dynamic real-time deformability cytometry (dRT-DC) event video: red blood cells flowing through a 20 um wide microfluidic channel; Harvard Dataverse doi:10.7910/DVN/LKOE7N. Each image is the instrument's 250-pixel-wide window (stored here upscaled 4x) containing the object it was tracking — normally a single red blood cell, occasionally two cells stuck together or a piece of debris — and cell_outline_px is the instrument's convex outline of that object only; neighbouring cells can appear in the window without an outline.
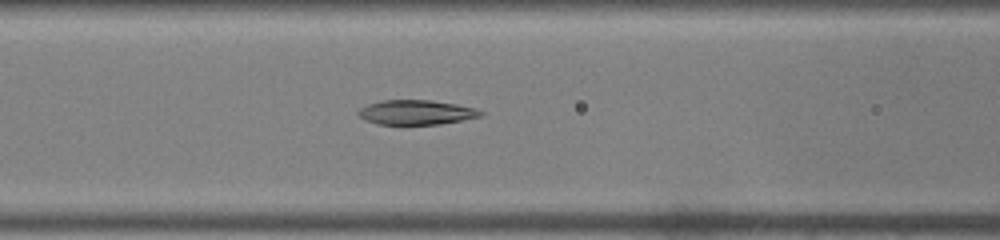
{"species": "common noctule bat (a hibernating species)", "species_latin": "Nyctalus noctula", "temperature_condition": "warm", "stored_images_in_passage": 30, "camera_frame_rate_fps": 3000, "um_per_image_px": 0.085, "animal": {"sex": "male", "body_mass_g": 19.0, "forearm_length_mm": 50.8}, "frame": {"image": 1, "passage_image": 10, "time_ms": 3.0, "image_size_px": [1000, 240], "cell_outline_px": [[484, 112], [480, 116], [440, 124], [380, 124], [368, 120], [360, 116], [356, 112], [360, 108], [368, 104], [380, 100], [432, 100], [456, 104], [476, 108]], "centroid_in_image_um": [35.38, 9.53], "position_along_channel_um": 131.2, "area_um2": 17.34}}
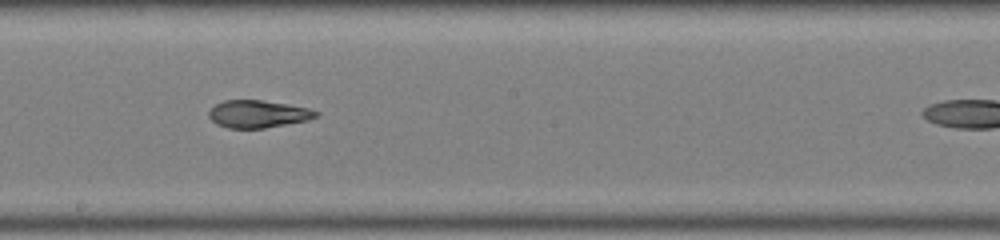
{"frame": {"image": 2, "passage_image": 17, "time_ms": 5.333, "image_size_px": [1000, 240], "cell_outline_px": [[320, 116], [308, 120], [264, 128], [228, 128], [216, 124], [208, 116], [208, 112], [216, 104], [224, 100], [260, 100], [288, 104], [308, 108], [320, 112]], "centroid_in_image_um": [21.95, 9.69], "position_along_channel_um": 226.3, "area_um2": 17.17}}
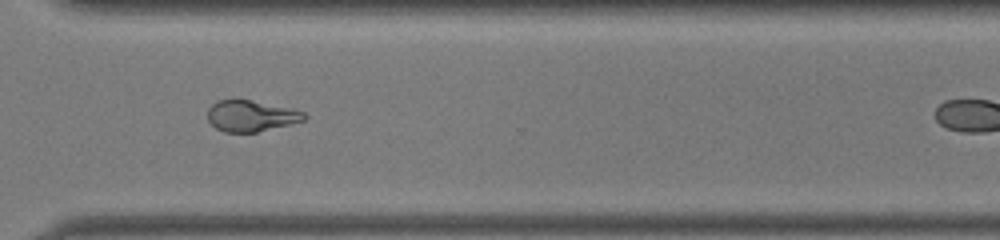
{"frame": {"image": 3, "passage_image": 26, "time_ms": 8.333, "image_size_px": [1000, 240], "cell_outline_px": [[308, 116], [304, 120], [292, 124], [256, 132], [224, 132], [216, 128], [208, 120], [208, 108], [216, 100], [232, 96], [292, 108], [304, 112]], "centroid_in_image_um": [21.31, 9.81], "position_along_channel_um": 349.3, "area_um2": 18.09}}